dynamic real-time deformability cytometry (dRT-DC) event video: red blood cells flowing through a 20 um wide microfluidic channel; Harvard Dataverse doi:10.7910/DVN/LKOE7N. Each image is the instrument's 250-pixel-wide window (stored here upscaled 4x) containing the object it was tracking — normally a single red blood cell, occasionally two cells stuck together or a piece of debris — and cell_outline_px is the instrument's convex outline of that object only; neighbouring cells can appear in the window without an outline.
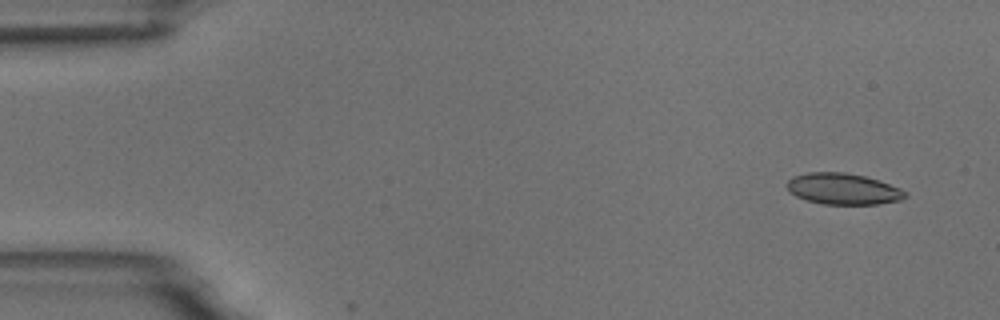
{"species": "common noctule bat (a hibernating species)", "species_latin": "Nyctalus noctula", "temperature_condition": "room temperature", "stored_images_in_passage": 8, "camera_frame_rate_fps": 3000, "um_per_image_px": 0.085, "animal": {"sex": "male", "body_mass_g": 18.8}, "frame": {"image": 1, "passage_image": 1, "time_ms": 0.0, "image_size_px": [1000, 320], "cell_outline_px": [[908, 196], [900, 200], [880, 204], [824, 204], [808, 200], [796, 196], [788, 192], [788, 180], [792, 176], [808, 172], [844, 172], [864, 176], [880, 180], [900, 188], [908, 192]], "centroid_in_image_um": [71.69, 16.05], "position_along_channel_um": 13.3, "area_um2": 21.62}}